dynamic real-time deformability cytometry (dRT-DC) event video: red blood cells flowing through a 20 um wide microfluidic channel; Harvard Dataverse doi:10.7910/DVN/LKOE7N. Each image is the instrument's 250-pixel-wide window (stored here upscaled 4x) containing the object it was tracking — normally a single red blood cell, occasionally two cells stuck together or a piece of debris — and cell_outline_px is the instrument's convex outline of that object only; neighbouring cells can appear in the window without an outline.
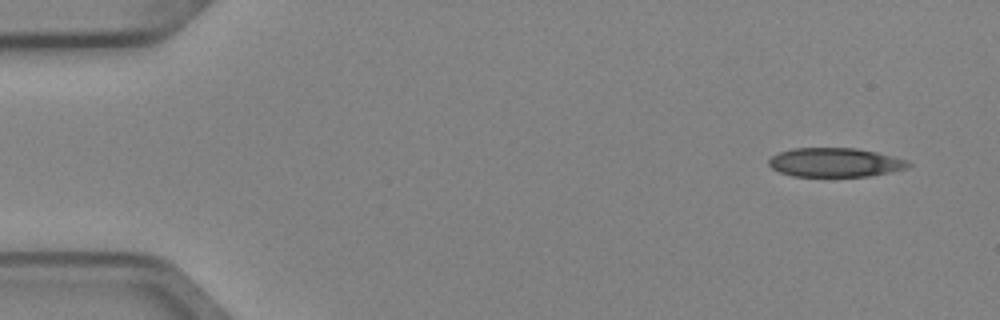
{"species": "Egyptian fruit bat (a non-hibernating species)", "species_latin": "Rousettus aegyptiacus", "temperature_condition": "cold", "stored_images_in_passage": 4, "camera_frame_rate_fps": 3000, "um_per_image_px": 0.085, "animal": {"sex": "female"}, "frame": {"image": 1, "passage_image": 1, "time_ms": 0.0, "image_size_px": [1000, 320], "cell_outline_px": [[912, 164], [908, 168], [892, 172], [872, 176], [792, 176], [780, 172], [772, 168], [768, 164], [768, 160], [772, 156], [780, 152], [792, 148], [856, 148], [876, 152], [908, 160]], "centroid_in_image_um": [71.01, 13.81], "position_along_channel_um": 14.0, "area_um2": 23.7}}
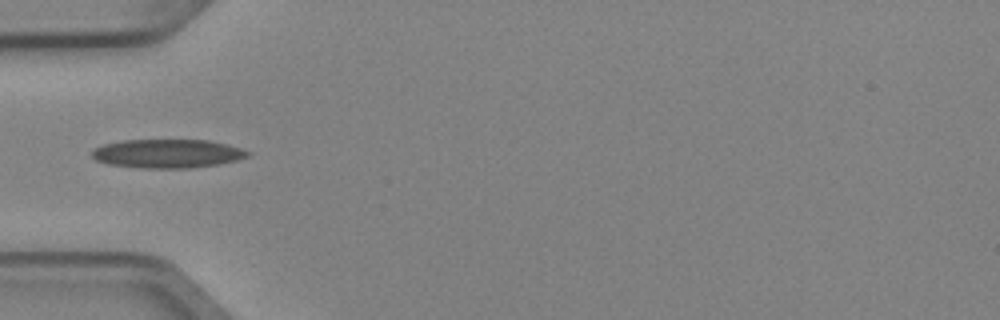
{"frame": {"image": 2, "passage_image": 4, "time_ms": 1.0, "image_size_px": [1000, 320], "cell_outline_px": [[252, 152], [248, 156], [236, 160], [220, 164], [192, 168], [140, 168], [108, 164], [96, 160], [92, 156], [92, 148], [104, 144], [124, 140], [208, 140], [240, 148]], "centroid_in_image_um": [14.21, 13.06], "position_along_channel_um": 70.8, "area_um2": 26.13}}